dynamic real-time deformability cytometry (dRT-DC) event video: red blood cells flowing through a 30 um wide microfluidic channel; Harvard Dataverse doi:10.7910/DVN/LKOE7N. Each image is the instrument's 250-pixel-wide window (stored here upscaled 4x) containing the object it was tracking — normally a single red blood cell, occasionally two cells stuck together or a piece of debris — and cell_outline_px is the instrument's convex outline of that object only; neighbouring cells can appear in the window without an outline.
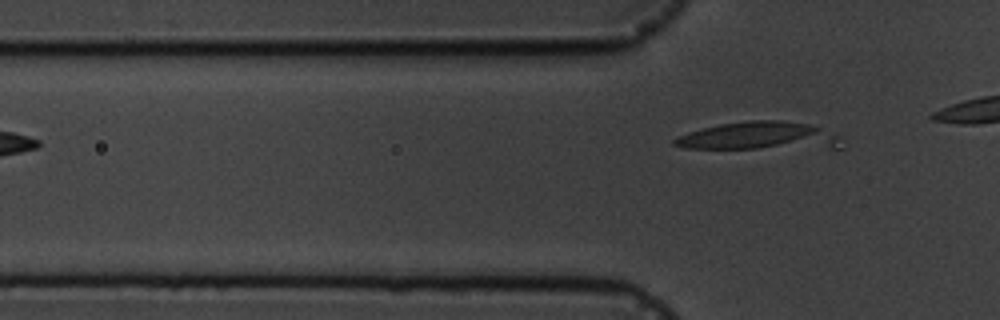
{"species": "common noctule bat (a hibernating species)", "species_latin": "Nyctalus noctula", "temperature_condition": "cold", "stored_images_in_passage": 6, "camera_frame_rate_fps": 3000, "um_per_image_px": 0.085, "animal": {"sex": "male", "body_mass_g": 19.5, "forearm_length_mm": 54.6}, "frame": {"image": 1, "passage_image": 6, "time_ms": 7.667, "image_size_px": [1000, 320], "cell_outline_px": [[844, 148], [684, 148], [672, 144], [672, 140], [688, 132], [720, 124], [748, 120], [780, 120], [808, 124], [820, 128], [840, 136]], "centroid_in_image_um": [64.59, 11.57], "position_along_channel_um": 61.2, "area_um2": 27.22}}